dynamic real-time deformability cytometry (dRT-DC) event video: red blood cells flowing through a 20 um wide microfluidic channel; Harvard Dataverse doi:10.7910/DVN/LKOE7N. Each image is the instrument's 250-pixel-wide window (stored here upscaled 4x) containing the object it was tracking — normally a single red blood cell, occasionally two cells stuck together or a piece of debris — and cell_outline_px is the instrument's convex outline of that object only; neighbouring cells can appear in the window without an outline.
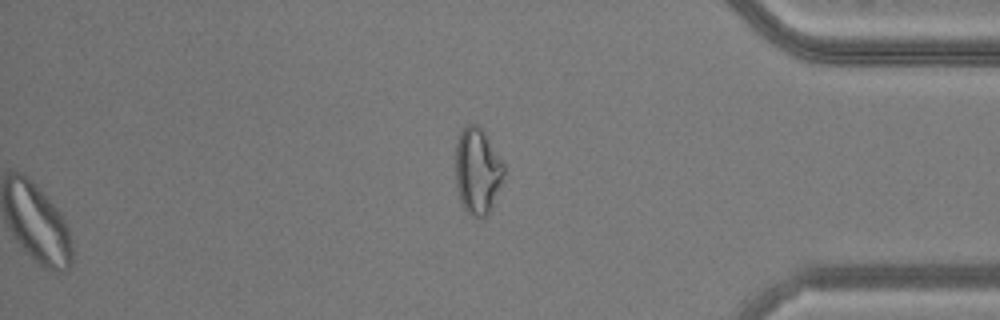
{"species": "common noctule bat (a hibernating species)", "species_latin": "Nyctalus noctula", "temperature_condition": "warm", "stored_images_in_passage": 43, "segment_of_instrument_passage": [2, 2], "camera_frame_rate_fps": 3000, "um_per_image_px": 0.085, "animal": {"sex": "male", "body_mass_g": 20.5, "forearm_length_mm": 52.5}, "frame": {"image": 1, "passage_image": 43, "time_ms": 14.0, "image_size_px": [1000, 320], "cell_outline_px": [[504, 172], [488, 212], [480, 220], [472, 216], [464, 208], [460, 200], [456, 184], [456, 144], [460, 132], [468, 124], [480, 124], [504, 164]], "centroid_in_image_um": [40.55, 14.49], "position_along_channel_um": 394.6, "area_um2": 23.87}}